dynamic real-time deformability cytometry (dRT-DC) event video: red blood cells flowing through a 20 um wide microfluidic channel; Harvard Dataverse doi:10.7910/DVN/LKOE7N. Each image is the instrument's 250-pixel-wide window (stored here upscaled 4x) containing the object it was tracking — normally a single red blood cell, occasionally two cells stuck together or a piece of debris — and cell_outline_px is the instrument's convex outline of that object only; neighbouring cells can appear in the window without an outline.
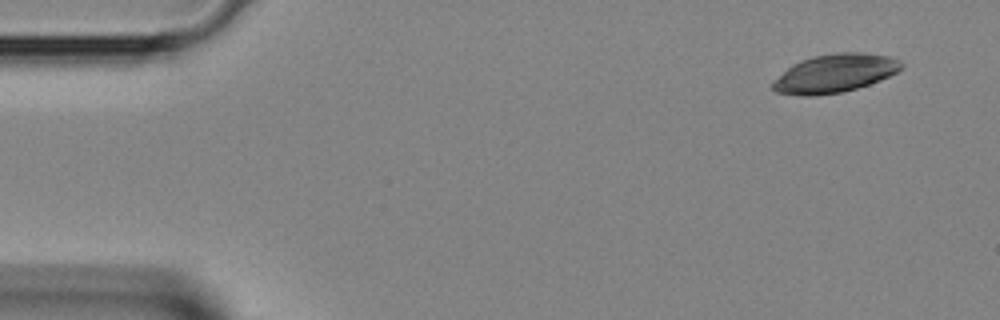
{"species": "Egyptian fruit bat (a non-hibernating species)", "species_latin": "Rousettus aegyptiacus", "temperature_condition": "room temperature", "stored_images_in_passage": 2, "camera_frame_rate_fps": 3000, "um_per_image_px": 0.085, "animal": {"sex": "female"}, "frame": {"image": 1, "passage_image": 2, "time_ms": 0.333, "image_size_px": [1000, 320], "cell_outline_px": [[904, 68], [880, 80], [856, 88], [840, 92], [812, 96], [800, 96], [776, 92], [772, 88], [772, 80], [792, 64], [800, 60], [812, 56], [836, 52], [864, 52], [888, 56], [900, 60], [904, 64]], "centroid_in_image_um": [70.94, 6.22], "position_along_channel_um": 14.1, "area_um2": 28.96}}